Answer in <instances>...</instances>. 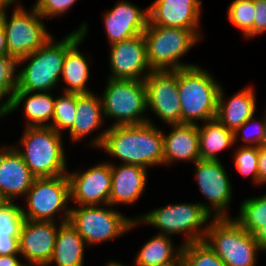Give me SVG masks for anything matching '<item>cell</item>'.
Instances as JSON below:
<instances>
[{"label": "cell", "mask_w": 266, "mask_h": 266, "mask_svg": "<svg viewBox=\"0 0 266 266\" xmlns=\"http://www.w3.org/2000/svg\"><path fill=\"white\" fill-rule=\"evenodd\" d=\"M152 123L108 127L98 148L121 164L139 165L146 169L164 166L163 132Z\"/></svg>", "instance_id": "obj_1"}, {"label": "cell", "mask_w": 266, "mask_h": 266, "mask_svg": "<svg viewBox=\"0 0 266 266\" xmlns=\"http://www.w3.org/2000/svg\"><path fill=\"white\" fill-rule=\"evenodd\" d=\"M81 37L82 33L77 30L57 41L52 36L42 47L20 58L17 62L16 89L26 92H54L60 82L66 52Z\"/></svg>", "instance_id": "obj_2"}, {"label": "cell", "mask_w": 266, "mask_h": 266, "mask_svg": "<svg viewBox=\"0 0 266 266\" xmlns=\"http://www.w3.org/2000/svg\"><path fill=\"white\" fill-rule=\"evenodd\" d=\"M18 143L12 144L36 178L67 175L63 134L51 127H24ZM22 148V149H21Z\"/></svg>", "instance_id": "obj_3"}, {"label": "cell", "mask_w": 266, "mask_h": 266, "mask_svg": "<svg viewBox=\"0 0 266 266\" xmlns=\"http://www.w3.org/2000/svg\"><path fill=\"white\" fill-rule=\"evenodd\" d=\"M221 85L200 65L178 69L181 124L199 125L216 118Z\"/></svg>", "instance_id": "obj_4"}, {"label": "cell", "mask_w": 266, "mask_h": 266, "mask_svg": "<svg viewBox=\"0 0 266 266\" xmlns=\"http://www.w3.org/2000/svg\"><path fill=\"white\" fill-rule=\"evenodd\" d=\"M141 224L159 229L157 234L183 235L182 245L203 241L213 219L199 202L170 203L136 215Z\"/></svg>", "instance_id": "obj_5"}, {"label": "cell", "mask_w": 266, "mask_h": 266, "mask_svg": "<svg viewBox=\"0 0 266 266\" xmlns=\"http://www.w3.org/2000/svg\"><path fill=\"white\" fill-rule=\"evenodd\" d=\"M201 31L157 26L148 21L143 35L151 70H178L198 65L180 59L202 40Z\"/></svg>", "instance_id": "obj_6"}, {"label": "cell", "mask_w": 266, "mask_h": 266, "mask_svg": "<svg viewBox=\"0 0 266 266\" xmlns=\"http://www.w3.org/2000/svg\"><path fill=\"white\" fill-rule=\"evenodd\" d=\"M84 239L87 248L110 240L138 228L141 223L123 215L109 204L72 206L68 221Z\"/></svg>", "instance_id": "obj_7"}, {"label": "cell", "mask_w": 266, "mask_h": 266, "mask_svg": "<svg viewBox=\"0 0 266 266\" xmlns=\"http://www.w3.org/2000/svg\"><path fill=\"white\" fill-rule=\"evenodd\" d=\"M101 99L105 121L114 119L112 125L127 126L155 122L147 116V98L144 80L107 78Z\"/></svg>", "instance_id": "obj_8"}, {"label": "cell", "mask_w": 266, "mask_h": 266, "mask_svg": "<svg viewBox=\"0 0 266 266\" xmlns=\"http://www.w3.org/2000/svg\"><path fill=\"white\" fill-rule=\"evenodd\" d=\"M203 241L226 266H256L261 252L254 235L232 217L213 218Z\"/></svg>", "instance_id": "obj_9"}, {"label": "cell", "mask_w": 266, "mask_h": 266, "mask_svg": "<svg viewBox=\"0 0 266 266\" xmlns=\"http://www.w3.org/2000/svg\"><path fill=\"white\" fill-rule=\"evenodd\" d=\"M22 211L25 220L69 221L71 207L68 175L36 178L24 197ZM60 219L57 220L58 217Z\"/></svg>", "instance_id": "obj_10"}, {"label": "cell", "mask_w": 266, "mask_h": 266, "mask_svg": "<svg viewBox=\"0 0 266 266\" xmlns=\"http://www.w3.org/2000/svg\"><path fill=\"white\" fill-rule=\"evenodd\" d=\"M23 4L13 7L8 18L7 10L1 12L0 23L6 33L8 55L17 61L42 47L53 35L49 32L45 20L31 6Z\"/></svg>", "instance_id": "obj_11"}, {"label": "cell", "mask_w": 266, "mask_h": 266, "mask_svg": "<svg viewBox=\"0 0 266 266\" xmlns=\"http://www.w3.org/2000/svg\"><path fill=\"white\" fill-rule=\"evenodd\" d=\"M195 180L208 202H199L212 218H231L233 186L220 160H198L194 164Z\"/></svg>", "instance_id": "obj_12"}, {"label": "cell", "mask_w": 266, "mask_h": 266, "mask_svg": "<svg viewBox=\"0 0 266 266\" xmlns=\"http://www.w3.org/2000/svg\"><path fill=\"white\" fill-rule=\"evenodd\" d=\"M144 83L147 111H152L167 126L181 124L178 70L151 71Z\"/></svg>", "instance_id": "obj_13"}, {"label": "cell", "mask_w": 266, "mask_h": 266, "mask_svg": "<svg viewBox=\"0 0 266 266\" xmlns=\"http://www.w3.org/2000/svg\"><path fill=\"white\" fill-rule=\"evenodd\" d=\"M74 170L67 173L70 181V202L77 206L109 204L112 184L111 163L106 160L84 171Z\"/></svg>", "instance_id": "obj_14"}, {"label": "cell", "mask_w": 266, "mask_h": 266, "mask_svg": "<svg viewBox=\"0 0 266 266\" xmlns=\"http://www.w3.org/2000/svg\"><path fill=\"white\" fill-rule=\"evenodd\" d=\"M109 71L106 78L145 80L151 73L143 34L109 45Z\"/></svg>", "instance_id": "obj_15"}, {"label": "cell", "mask_w": 266, "mask_h": 266, "mask_svg": "<svg viewBox=\"0 0 266 266\" xmlns=\"http://www.w3.org/2000/svg\"><path fill=\"white\" fill-rule=\"evenodd\" d=\"M62 224L58 225L54 221L24 220L19 236V252L26 266H46L49 263L56 235Z\"/></svg>", "instance_id": "obj_16"}, {"label": "cell", "mask_w": 266, "mask_h": 266, "mask_svg": "<svg viewBox=\"0 0 266 266\" xmlns=\"http://www.w3.org/2000/svg\"><path fill=\"white\" fill-rule=\"evenodd\" d=\"M149 21L148 7L142 9L128 0H119L103 14L109 45L143 34Z\"/></svg>", "instance_id": "obj_17"}, {"label": "cell", "mask_w": 266, "mask_h": 266, "mask_svg": "<svg viewBox=\"0 0 266 266\" xmlns=\"http://www.w3.org/2000/svg\"><path fill=\"white\" fill-rule=\"evenodd\" d=\"M96 93L77 94L76 102V119L73 122L72 128L67 134H70V140L73 143L81 142L95 130H102L96 133L94 137L87 143L88 147L99 148L104 140L108 127L105 125L103 113V104L101 96ZM103 126V127H102Z\"/></svg>", "instance_id": "obj_18"}, {"label": "cell", "mask_w": 266, "mask_h": 266, "mask_svg": "<svg viewBox=\"0 0 266 266\" xmlns=\"http://www.w3.org/2000/svg\"><path fill=\"white\" fill-rule=\"evenodd\" d=\"M36 176L12 145L0 147V200L24 198Z\"/></svg>", "instance_id": "obj_19"}, {"label": "cell", "mask_w": 266, "mask_h": 266, "mask_svg": "<svg viewBox=\"0 0 266 266\" xmlns=\"http://www.w3.org/2000/svg\"><path fill=\"white\" fill-rule=\"evenodd\" d=\"M202 0H155L148 6L152 25L201 30Z\"/></svg>", "instance_id": "obj_20"}, {"label": "cell", "mask_w": 266, "mask_h": 266, "mask_svg": "<svg viewBox=\"0 0 266 266\" xmlns=\"http://www.w3.org/2000/svg\"><path fill=\"white\" fill-rule=\"evenodd\" d=\"M111 163L112 184L109 205H134L143 196L148 183V169L139 165Z\"/></svg>", "instance_id": "obj_21"}, {"label": "cell", "mask_w": 266, "mask_h": 266, "mask_svg": "<svg viewBox=\"0 0 266 266\" xmlns=\"http://www.w3.org/2000/svg\"><path fill=\"white\" fill-rule=\"evenodd\" d=\"M169 132H163L164 166L178 162L195 163L200 160V142L197 125H168ZM176 161V163H175Z\"/></svg>", "instance_id": "obj_22"}, {"label": "cell", "mask_w": 266, "mask_h": 266, "mask_svg": "<svg viewBox=\"0 0 266 266\" xmlns=\"http://www.w3.org/2000/svg\"><path fill=\"white\" fill-rule=\"evenodd\" d=\"M75 29L82 33V37L66 52L65 60L62 68L60 81L65 84L62 92H70L77 94L92 93V89L87 87L90 78L89 68L91 61L88 55H84L80 51L79 46L85 42L87 33L89 32V25L84 21ZM90 58V59H89ZM90 60V61H89Z\"/></svg>", "instance_id": "obj_23"}, {"label": "cell", "mask_w": 266, "mask_h": 266, "mask_svg": "<svg viewBox=\"0 0 266 266\" xmlns=\"http://www.w3.org/2000/svg\"><path fill=\"white\" fill-rule=\"evenodd\" d=\"M223 89L221 86L219 90L216 119L234 132L256 114V90L248 85L227 98Z\"/></svg>", "instance_id": "obj_24"}, {"label": "cell", "mask_w": 266, "mask_h": 266, "mask_svg": "<svg viewBox=\"0 0 266 266\" xmlns=\"http://www.w3.org/2000/svg\"><path fill=\"white\" fill-rule=\"evenodd\" d=\"M21 106L25 118L24 127H50L55 109L52 92H26L16 89L7 108L8 115L19 110Z\"/></svg>", "instance_id": "obj_25"}, {"label": "cell", "mask_w": 266, "mask_h": 266, "mask_svg": "<svg viewBox=\"0 0 266 266\" xmlns=\"http://www.w3.org/2000/svg\"><path fill=\"white\" fill-rule=\"evenodd\" d=\"M85 246L76 229L69 222L63 223L56 235L53 255L46 266H84Z\"/></svg>", "instance_id": "obj_26"}, {"label": "cell", "mask_w": 266, "mask_h": 266, "mask_svg": "<svg viewBox=\"0 0 266 266\" xmlns=\"http://www.w3.org/2000/svg\"><path fill=\"white\" fill-rule=\"evenodd\" d=\"M14 200H0V255L19 252V236L24 222L22 206Z\"/></svg>", "instance_id": "obj_27"}, {"label": "cell", "mask_w": 266, "mask_h": 266, "mask_svg": "<svg viewBox=\"0 0 266 266\" xmlns=\"http://www.w3.org/2000/svg\"><path fill=\"white\" fill-rule=\"evenodd\" d=\"M172 238L162 234L150 237L136 252L134 266H162L175 262L181 256L183 245H174Z\"/></svg>", "instance_id": "obj_28"}, {"label": "cell", "mask_w": 266, "mask_h": 266, "mask_svg": "<svg viewBox=\"0 0 266 266\" xmlns=\"http://www.w3.org/2000/svg\"><path fill=\"white\" fill-rule=\"evenodd\" d=\"M200 142V160H220L218 155L235 146L234 132L216 118L197 125Z\"/></svg>", "instance_id": "obj_29"}, {"label": "cell", "mask_w": 266, "mask_h": 266, "mask_svg": "<svg viewBox=\"0 0 266 266\" xmlns=\"http://www.w3.org/2000/svg\"><path fill=\"white\" fill-rule=\"evenodd\" d=\"M237 216L232 218L251 235L266 224V194L248 197L240 202Z\"/></svg>", "instance_id": "obj_30"}, {"label": "cell", "mask_w": 266, "mask_h": 266, "mask_svg": "<svg viewBox=\"0 0 266 266\" xmlns=\"http://www.w3.org/2000/svg\"><path fill=\"white\" fill-rule=\"evenodd\" d=\"M254 0H233L227 9L229 22L249 39L254 38Z\"/></svg>", "instance_id": "obj_31"}, {"label": "cell", "mask_w": 266, "mask_h": 266, "mask_svg": "<svg viewBox=\"0 0 266 266\" xmlns=\"http://www.w3.org/2000/svg\"><path fill=\"white\" fill-rule=\"evenodd\" d=\"M55 95V109L50 127L60 134L68 132L76 119L77 93L62 92ZM64 131V132H63Z\"/></svg>", "instance_id": "obj_32"}, {"label": "cell", "mask_w": 266, "mask_h": 266, "mask_svg": "<svg viewBox=\"0 0 266 266\" xmlns=\"http://www.w3.org/2000/svg\"><path fill=\"white\" fill-rule=\"evenodd\" d=\"M184 266H226L204 241L183 245Z\"/></svg>", "instance_id": "obj_33"}, {"label": "cell", "mask_w": 266, "mask_h": 266, "mask_svg": "<svg viewBox=\"0 0 266 266\" xmlns=\"http://www.w3.org/2000/svg\"><path fill=\"white\" fill-rule=\"evenodd\" d=\"M17 60L0 56V104L8 108L17 88Z\"/></svg>", "instance_id": "obj_34"}, {"label": "cell", "mask_w": 266, "mask_h": 266, "mask_svg": "<svg viewBox=\"0 0 266 266\" xmlns=\"http://www.w3.org/2000/svg\"><path fill=\"white\" fill-rule=\"evenodd\" d=\"M235 152V153H234ZM233 152L234 166L242 177H250L252 183L258 186V154L259 147L238 146Z\"/></svg>", "instance_id": "obj_35"}, {"label": "cell", "mask_w": 266, "mask_h": 266, "mask_svg": "<svg viewBox=\"0 0 266 266\" xmlns=\"http://www.w3.org/2000/svg\"><path fill=\"white\" fill-rule=\"evenodd\" d=\"M256 117L257 115L255 116L254 114L242 126L234 131L235 144L241 141L243 143H241V146H261L265 129L264 113L262 118H259V121Z\"/></svg>", "instance_id": "obj_36"}, {"label": "cell", "mask_w": 266, "mask_h": 266, "mask_svg": "<svg viewBox=\"0 0 266 266\" xmlns=\"http://www.w3.org/2000/svg\"><path fill=\"white\" fill-rule=\"evenodd\" d=\"M78 0H36L33 7L49 21L51 18L62 17L70 11Z\"/></svg>", "instance_id": "obj_37"}, {"label": "cell", "mask_w": 266, "mask_h": 266, "mask_svg": "<svg viewBox=\"0 0 266 266\" xmlns=\"http://www.w3.org/2000/svg\"><path fill=\"white\" fill-rule=\"evenodd\" d=\"M254 38L266 33V0H254Z\"/></svg>", "instance_id": "obj_38"}, {"label": "cell", "mask_w": 266, "mask_h": 266, "mask_svg": "<svg viewBox=\"0 0 266 266\" xmlns=\"http://www.w3.org/2000/svg\"><path fill=\"white\" fill-rule=\"evenodd\" d=\"M266 184V148L259 147L258 154V186Z\"/></svg>", "instance_id": "obj_39"}, {"label": "cell", "mask_w": 266, "mask_h": 266, "mask_svg": "<svg viewBox=\"0 0 266 266\" xmlns=\"http://www.w3.org/2000/svg\"><path fill=\"white\" fill-rule=\"evenodd\" d=\"M20 258V254L0 255V266H26Z\"/></svg>", "instance_id": "obj_40"}, {"label": "cell", "mask_w": 266, "mask_h": 266, "mask_svg": "<svg viewBox=\"0 0 266 266\" xmlns=\"http://www.w3.org/2000/svg\"><path fill=\"white\" fill-rule=\"evenodd\" d=\"M261 252L266 254V224L254 234Z\"/></svg>", "instance_id": "obj_41"}, {"label": "cell", "mask_w": 266, "mask_h": 266, "mask_svg": "<svg viewBox=\"0 0 266 266\" xmlns=\"http://www.w3.org/2000/svg\"><path fill=\"white\" fill-rule=\"evenodd\" d=\"M8 49L6 45V33L3 26L0 23V56H7Z\"/></svg>", "instance_id": "obj_42"}, {"label": "cell", "mask_w": 266, "mask_h": 266, "mask_svg": "<svg viewBox=\"0 0 266 266\" xmlns=\"http://www.w3.org/2000/svg\"><path fill=\"white\" fill-rule=\"evenodd\" d=\"M20 4H21V2H19V0H0V12L7 10L9 8V6H11V5H12L11 7H15V6H18Z\"/></svg>", "instance_id": "obj_43"}, {"label": "cell", "mask_w": 266, "mask_h": 266, "mask_svg": "<svg viewBox=\"0 0 266 266\" xmlns=\"http://www.w3.org/2000/svg\"><path fill=\"white\" fill-rule=\"evenodd\" d=\"M105 266H127L126 264H123L122 262L120 263V261H116V260H108V262L106 261V264H104Z\"/></svg>", "instance_id": "obj_44"}, {"label": "cell", "mask_w": 266, "mask_h": 266, "mask_svg": "<svg viewBox=\"0 0 266 266\" xmlns=\"http://www.w3.org/2000/svg\"><path fill=\"white\" fill-rule=\"evenodd\" d=\"M162 266H184V262H183L182 257L180 256L175 262H172L167 265H162Z\"/></svg>", "instance_id": "obj_45"}, {"label": "cell", "mask_w": 266, "mask_h": 266, "mask_svg": "<svg viewBox=\"0 0 266 266\" xmlns=\"http://www.w3.org/2000/svg\"><path fill=\"white\" fill-rule=\"evenodd\" d=\"M6 116H8L7 107L2 105V104H0V120H1V118H4Z\"/></svg>", "instance_id": "obj_46"}, {"label": "cell", "mask_w": 266, "mask_h": 266, "mask_svg": "<svg viewBox=\"0 0 266 266\" xmlns=\"http://www.w3.org/2000/svg\"><path fill=\"white\" fill-rule=\"evenodd\" d=\"M264 118H265V129H264V136L261 142V147L266 148V110H264Z\"/></svg>", "instance_id": "obj_47"}]
</instances>
